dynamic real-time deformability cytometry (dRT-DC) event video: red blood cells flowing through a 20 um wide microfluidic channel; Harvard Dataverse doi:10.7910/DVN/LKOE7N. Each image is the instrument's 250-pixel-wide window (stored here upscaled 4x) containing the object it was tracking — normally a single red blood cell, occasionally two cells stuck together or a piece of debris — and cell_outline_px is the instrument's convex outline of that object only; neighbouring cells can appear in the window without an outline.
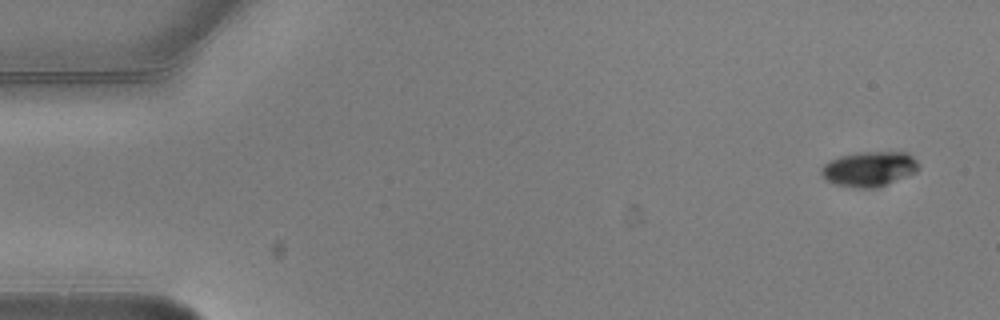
{"species": "common noctule bat (a hibernating species)", "species_latin": "Nyctalus noctula", "temperature_condition": "warm", "stored_images_in_passage": 5, "camera_frame_rate_fps": 3000, "um_per_image_px": 0.085, "animal": {"sex": "male", "body_mass_g": 20.5, "forearm_length_mm": 52.5}, "frame": {"image": 1, "passage_image": 1, "time_ms": 0.0, "image_size_px": [1000, 320], "cell_outline_px": [[920, 164], [916, 172], [876, 188], [856, 188], [836, 184], [828, 180], [820, 172], [820, 168], [828, 160], [840, 156], [860, 152], [904, 152], [912, 156]], "centroid_in_image_um": [73.87, 14.35], "position_along_channel_um": 11.1, "area_um2": 19.71}}
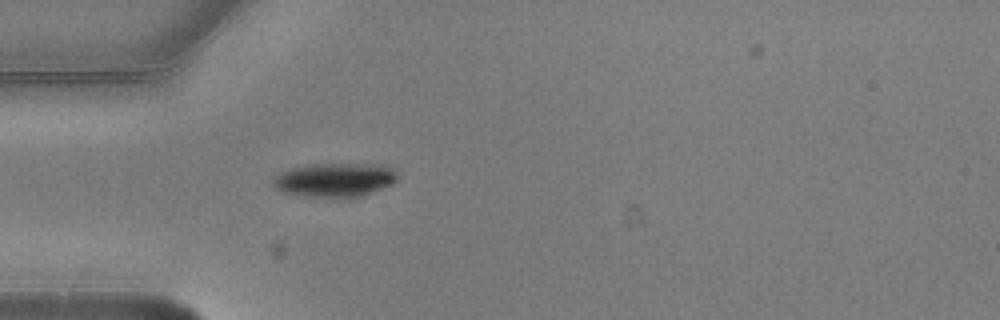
{"frame": {"image": 2, "passage_image": 5, "time_ms": 1.333, "image_size_px": [1000, 320], "cell_outline_px": [[396, 180], [392, 184], [364, 196], [348, 200], [332, 200], [300, 196], [284, 192], [276, 188], [272, 184], [272, 180], [280, 172], [292, 168], [316, 164], [384, 164], [392, 168], [396, 172]], "centroid_in_image_um": [28.47, 15.35], "position_along_channel_um": 56.5, "area_um2": 25.49}}